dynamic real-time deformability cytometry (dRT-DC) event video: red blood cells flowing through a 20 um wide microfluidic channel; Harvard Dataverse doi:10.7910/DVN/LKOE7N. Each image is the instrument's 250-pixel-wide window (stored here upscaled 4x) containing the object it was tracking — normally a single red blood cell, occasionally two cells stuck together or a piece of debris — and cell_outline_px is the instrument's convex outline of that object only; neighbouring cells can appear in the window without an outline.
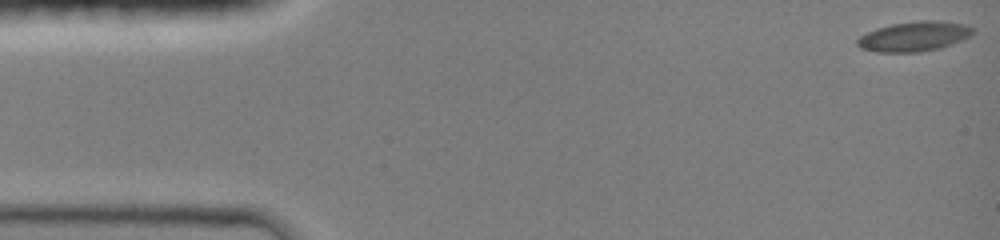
{"species": "common noctule bat (a hibernating species)", "species_latin": "Nyctalus noctula", "temperature_condition": "room temperature", "stored_images_in_passage": 47, "camera_frame_rate_fps": 3000, "um_per_image_px": 0.085, "animal": {"sex": "female", "body_mass_g": 19.0, "forearm_length_mm": 51.5}, "frame": {"image": 1, "passage_image": 1, "time_ms": 0.0, "image_size_px": [1000, 240], "cell_outline_px": [[976, 32], [952, 44], [940, 48], [920, 52], [876, 52], [860, 48], [856, 44], [856, 40], [860, 36], [876, 28], [892, 24], [920, 20], [940, 20], [964, 24], [976, 28]], "centroid_in_image_um": [77.71, 3.09], "position_along_channel_um": 7.3, "area_um2": 20.23}}
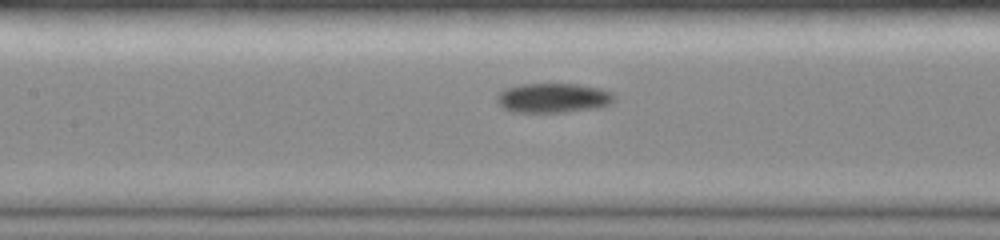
{"frame": {"image": 2, "passage_image": 21, "time_ms": 6.667, "image_size_px": [1000, 240], "cell_outline_px": [[612, 100], [608, 104], [592, 108], [560, 112], [512, 112], [504, 108], [496, 100], [496, 96], [504, 88], [520, 84], [580, 84], [600, 88], [612, 92]], "centroid_in_image_um": [46.95, 8.31], "position_along_channel_um": 160.5, "area_um2": 19.94}}
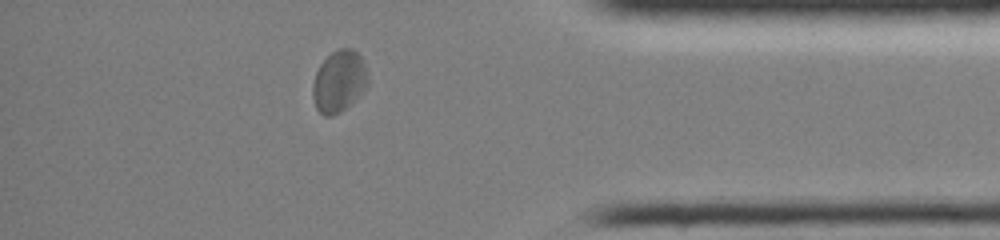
{"frame": {"image": 3, "passage_image": 40, "time_ms": 13.0, "image_size_px": [1000, 240], "cell_outline_px": [[368, 84], [340, 112], [332, 116], [324, 116], [316, 108], [312, 96], [312, 84], [316, 72], [320, 64], [336, 48], [352, 48], [360, 56], [364, 64], [368, 80]], "centroid_in_image_um": [28.77, 6.89], "position_along_channel_um": 406.4, "area_um2": 19.48}, "authors_computed_cell_mechanics": {"area_um2": 19.3052, "velocity_mm_per_s": 4.1087, "shape_relaxation_time_tau1_ms": 5.1798, "shape_relaxation_time_tau2_ms": 2.5635, "deformation_change_tau1": 0.1239, "deformation_change_tau2": 0.047}}